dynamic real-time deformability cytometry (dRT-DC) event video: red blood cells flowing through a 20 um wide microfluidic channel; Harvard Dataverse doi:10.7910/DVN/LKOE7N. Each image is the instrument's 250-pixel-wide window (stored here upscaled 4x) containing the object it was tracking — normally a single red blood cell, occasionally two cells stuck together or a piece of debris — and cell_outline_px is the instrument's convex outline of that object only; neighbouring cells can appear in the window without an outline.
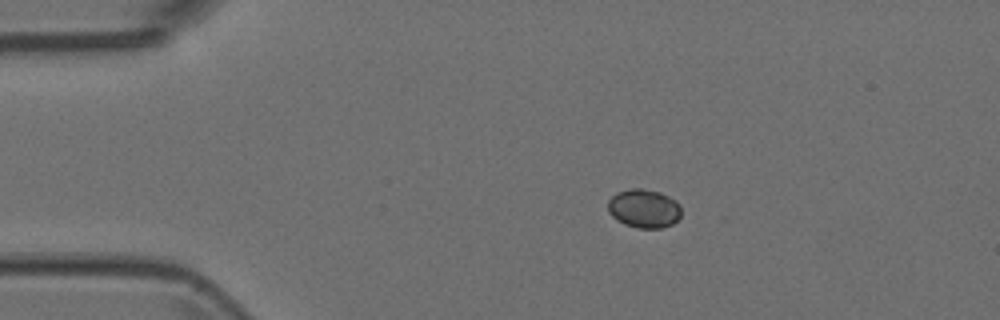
{"species": "Egyptian fruit bat (a non-hibernating species)", "species_latin": "Rousettus aegyptiacus", "temperature_condition": "room temperature", "stored_images_in_passage": 7, "camera_frame_rate_fps": 3000, "um_per_image_px": 0.085, "animal": {"sex": "female"}, "frame": {"image": 1, "passage_image": 3, "time_ms": 0.667, "image_size_px": [1000, 320], "cell_outline_px": [[680, 216], [672, 224], [660, 228], [636, 228], [624, 224], [612, 216], [608, 212], [608, 200], [616, 192], [632, 188], [644, 188], [660, 192], [676, 200], [680, 204]], "centroid_in_image_um": [54.72, 17.71], "position_along_channel_um": 30.3, "area_um2": 16.65}}
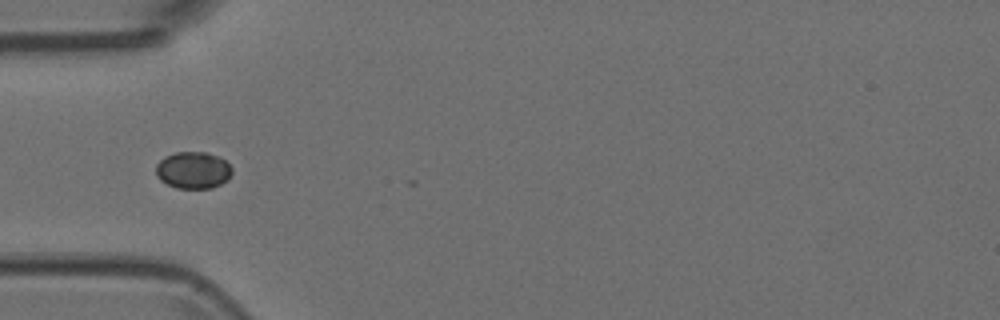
{"frame": {"image": 2, "passage_image": 5, "time_ms": 1.333, "image_size_px": [1000, 320], "cell_outline_px": [[232, 172], [228, 180], [212, 188], [176, 188], [160, 180], [156, 176], [156, 164], [164, 156], [176, 152], [208, 152], [220, 156], [232, 168]], "centroid_in_image_um": [16.42, 14.45], "position_along_channel_um": 68.6, "area_um2": 16.53}}
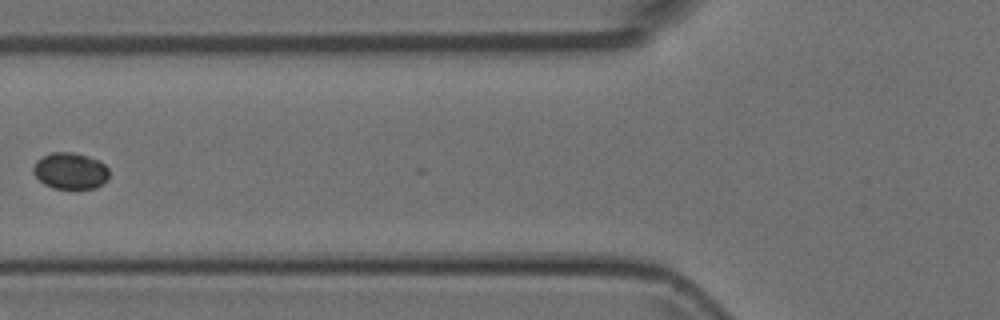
{"frame": {"image": 3, "passage_image": 6, "time_ms": 1.667, "image_size_px": [1000, 320], "cell_outline_px": [[108, 180], [96, 188], [52, 188], [44, 184], [32, 172], [32, 168], [36, 160], [52, 152], [72, 152], [88, 156], [100, 160], [108, 168]], "centroid_in_image_um": [5.98, 14.52], "position_along_channel_um": 119.8, "area_um2": 16.18}}